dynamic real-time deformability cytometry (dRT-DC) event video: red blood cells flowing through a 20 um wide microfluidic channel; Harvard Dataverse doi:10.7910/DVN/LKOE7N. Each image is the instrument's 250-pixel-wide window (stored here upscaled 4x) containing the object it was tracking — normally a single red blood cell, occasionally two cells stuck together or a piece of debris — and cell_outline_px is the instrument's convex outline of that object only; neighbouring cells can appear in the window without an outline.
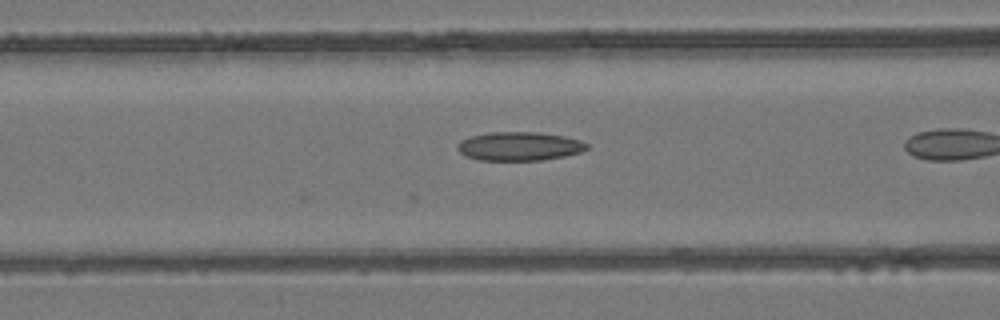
{"species": "common noctule bat (a hibernating species)", "species_latin": "Nyctalus noctula", "temperature_condition": "room temperature", "stored_images_in_passage": 5, "camera_frame_rate_fps": 3000, "um_per_image_px": 0.085, "animal": {"sex": "female", "body_mass_g": 24.6, "forearm_length_mm": 56.2}, "frame": {"image": 1, "passage_image": 4, "time_ms": 1.0, "image_size_px": [1000, 320], "cell_outline_px": [[588, 148], [580, 152], [564, 156], [544, 160], [480, 160], [468, 156], [460, 152], [456, 148], [456, 144], [460, 140], [472, 136], [488, 132], [536, 132], [564, 136], [580, 140], [588, 144]], "centroid_in_image_um": [44.13, 12.43], "position_along_channel_um": 122.5, "area_um2": 21.62}}